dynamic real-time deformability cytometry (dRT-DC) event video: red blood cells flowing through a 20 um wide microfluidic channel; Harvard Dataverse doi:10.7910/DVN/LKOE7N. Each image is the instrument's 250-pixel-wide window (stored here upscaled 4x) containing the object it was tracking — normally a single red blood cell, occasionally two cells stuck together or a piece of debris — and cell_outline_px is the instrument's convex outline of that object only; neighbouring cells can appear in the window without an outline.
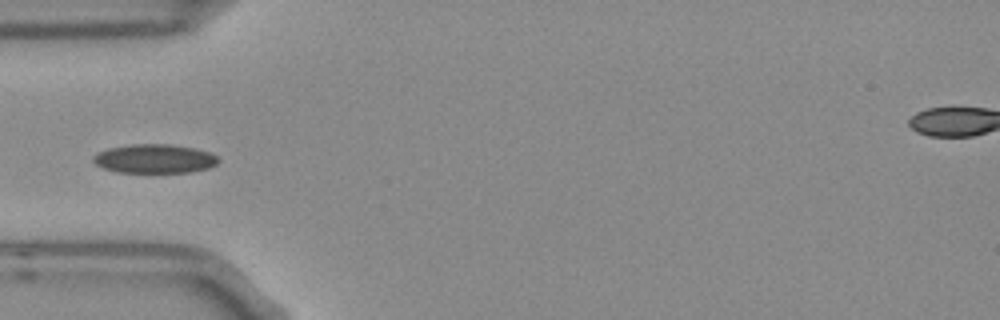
{"species": "Egyptian fruit bat (a non-hibernating species)", "species_latin": "Rousettus aegyptiacus", "temperature_condition": "room temperature", "stored_images_in_passage": 5, "camera_frame_rate_fps": 3000, "um_per_image_px": 0.085, "frame": {"image": 1, "passage_image": 5, "time_ms": 1.333, "image_size_px": [1000, 320], "cell_outline_px": [[220, 160], [216, 164], [208, 168], [192, 172], [116, 172], [104, 168], [96, 164], [92, 160], [92, 156], [96, 152], [108, 148], [132, 144], [172, 144], [196, 148], [212, 152]], "centroid_in_image_um": [13.14, 13.48], "position_along_channel_um": 71.9, "area_um2": 21.33}}